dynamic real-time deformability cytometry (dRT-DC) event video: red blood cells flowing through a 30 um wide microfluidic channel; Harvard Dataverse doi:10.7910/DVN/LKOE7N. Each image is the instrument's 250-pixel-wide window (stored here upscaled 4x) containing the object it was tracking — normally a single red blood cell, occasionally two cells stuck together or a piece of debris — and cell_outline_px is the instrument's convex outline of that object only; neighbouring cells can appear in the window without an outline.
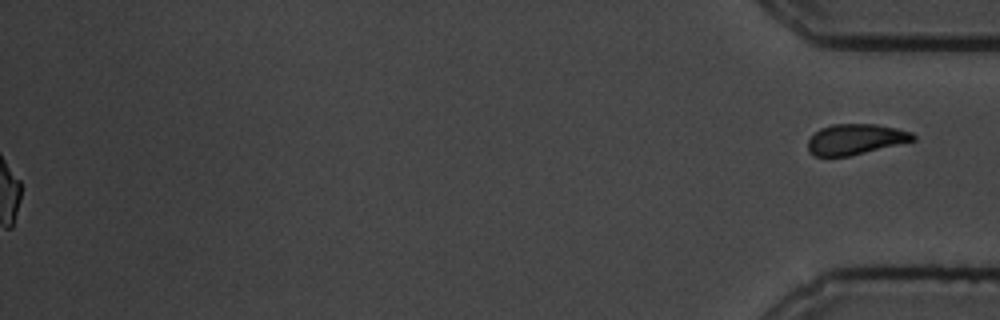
{"species": "common noctule bat (a hibernating species)", "species_latin": "Nyctalus noctula", "temperature_condition": "cold", "stored_images_in_passage": 59, "segment_of_instrument_passage": [2, 2], "camera_frame_rate_fps": 3000, "um_per_image_px": 0.085, "animal": {"sex": "male", "body_mass_g": 19.5, "forearm_length_mm": 54.6}, "frame": {"image": 1, "passage_image": 59, "time_ms": 19.333, "image_size_px": [1000, 320], "cell_outline_px": [[916, 140], [848, 156], [816, 156], [808, 152], [808, 140], [820, 128], [832, 124], [876, 124], [896, 128], [912, 132], [916, 136]], "centroid_in_image_um": [72.72, 11.83], "position_along_channel_um": 362.5, "area_um2": 18.61}}